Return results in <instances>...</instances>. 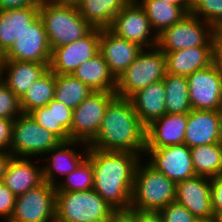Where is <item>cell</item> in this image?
<instances>
[{"instance_id":"44","label":"cell","mask_w":222,"mask_h":222,"mask_svg":"<svg viewBox=\"0 0 222 222\" xmlns=\"http://www.w3.org/2000/svg\"><path fill=\"white\" fill-rule=\"evenodd\" d=\"M138 222H164L159 211L138 210Z\"/></svg>"},{"instance_id":"18","label":"cell","mask_w":222,"mask_h":222,"mask_svg":"<svg viewBox=\"0 0 222 222\" xmlns=\"http://www.w3.org/2000/svg\"><path fill=\"white\" fill-rule=\"evenodd\" d=\"M139 44L118 37L109 28L100 29V48L109 70L117 79L143 51Z\"/></svg>"},{"instance_id":"37","label":"cell","mask_w":222,"mask_h":222,"mask_svg":"<svg viewBox=\"0 0 222 222\" xmlns=\"http://www.w3.org/2000/svg\"><path fill=\"white\" fill-rule=\"evenodd\" d=\"M164 222H196L197 218L177 201L159 210Z\"/></svg>"},{"instance_id":"51","label":"cell","mask_w":222,"mask_h":222,"mask_svg":"<svg viewBox=\"0 0 222 222\" xmlns=\"http://www.w3.org/2000/svg\"><path fill=\"white\" fill-rule=\"evenodd\" d=\"M196 0H188L189 4L192 5Z\"/></svg>"},{"instance_id":"4","label":"cell","mask_w":222,"mask_h":222,"mask_svg":"<svg viewBox=\"0 0 222 222\" xmlns=\"http://www.w3.org/2000/svg\"><path fill=\"white\" fill-rule=\"evenodd\" d=\"M143 160L135 170L130 209L159 211L176 201V183Z\"/></svg>"},{"instance_id":"11","label":"cell","mask_w":222,"mask_h":222,"mask_svg":"<svg viewBox=\"0 0 222 222\" xmlns=\"http://www.w3.org/2000/svg\"><path fill=\"white\" fill-rule=\"evenodd\" d=\"M56 189L43 182L16 196L15 208L8 222H55Z\"/></svg>"},{"instance_id":"12","label":"cell","mask_w":222,"mask_h":222,"mask_svg":"<svg viewBox=\"0 0 222 222\" xmlns=\"http://www.w3.org/2000/svg\"><path fill=\"white\" fill-rule=\"evenodd\" d=\"M100 29L93 28L83 38L54 48L49 69L55 74L72 75L79 65L99 53Z\"/></svg>"},{"instance_id":"23","label":"cell","mask_w":222,"mask_h":222,"mask_svg":"<svg viewBox=\"0 0 222 222\" xmlns=\"http://www.w3.org/2000/svg\"><path fill=\"white\" fill-rule=\"evenodd\" d=\"M220 142L217 111L191 110L185 133V144L189 148Z\"/></svg>"},{"instance_id":"48","label":"cell","mask_w":222,"mask_h":222,"mask_svg":"<svg viewBox=\"0 0 222 222\" xmlns=\"http://www.w3.org/2000/svg\"><path fill=\"white\" fill-rule=\"evenodd\" d=\"M4 63H5V53L0 49V80L2 78Z\"/></svg>"},{"instance_id":"20","label":"cell","mask_w":222,"mask_h":222,"mask_svg":"<svg viewBox=\"0 0 222 222\" xmlns=\"http://www.w3.org/2000/svg\"><path fill=\"white\" fill-rule=\"evenodd\" d=\"M31 159L12 156L8 164L2 182L15 196L24 194L44 182L40 160L38 158L36 161V158Z\"/></svg>"},{"instance_id":"19","label":"cell","mask_w":222,"mask_h":222,"mask_svg":"<svg viewBox=\"0 0 222 222\" xmlns=\"http://www.w3.org/2000/svg\"><path fill=\"white\" fill-rule=\"evenodd\" d=\"M188 113H165L146 127V149L185 144Z\"/></svg>"},{"instance_id":"15","label":"cell","mask_w":222,"mask_h":222,"mask_svg":"<svg viewBox=\"0 0 222 222\" xmlns=\"http://www.w3.org/2000/svg\"><path fill=\"white\" fill-rule=\"evenodd\" d=\"M145 157L152 167L175 183L196 176L191 149L186 144L145 149Z\"/></svg>"},{"instance_id":"13","label":"cell","mask_w":222,"mask_h":222,"mask_svg":"<svg viewBox=\"0 0 222 222\" xmlns=\"http://www.w3.org/2000/svg\"><path fill=\"white\" fill-rule=\"evenodd\" d=\"M78 147L81 152L77 149ZM88 150L89 145L85 142L77 140L61 141L40 159L46 160L42 164L43 180L56 186L57 180L61 176L63 178L76 170L78 165L87 157Z\"/></svg>"},{"instance_id":"6","label":"cell","mask_w":222,"mask_h":222,"mask_svg":"<svg viewBox=\"0 0 222 222\" xmlns=\"http://www.w3.org/2000/svg\"><path fill=\"white\" fill-rule=\"evenodd\" d=\"M166 75L165 53L157 46L143 49L136 59L117 78L116 95L130 98L151 83L163 80Z\"/></svg>"},{"instance_id":"41","label":"cell","mask_w":222,"mask_h":222,"mask_svg":"<svg viewBox=\"0 0 222 222\" xmlns=\"http://www.w3.org/2000/svg\"><path fill=\"white\" fill-rule=\"evenodd\" d=\"M212 64L222 74V34L216 31L212 40Z\"/></svg>"},{"instance_id":"29","label":"cell","mask_w":222,"mask_h":222,"mask_svg":"<svg viewBox=\"0 0 222 222\" xmlns=\"http://www.w3.org/2000/svg\"><path fill=\"white\" fill-rule=\"evenodd\" d=\"M144 8L155 33L158 35L164 29L180 21L188 13L178 5H172L161 0H137Z\"/></svg>"},{"instance_id":"8","label":"cell","mask_w":222,"mask_h":222,"mask_svg":"<svg viewBox=\"0 0 222 222\" xmlns=\"http://www.w3.org/2000/svg\"><path fill=\"white\" fill-rule=\"evenodd\" d=\"M215 32L209 23L190 12L158 34L157 47L162 52H175L185 48L212 46Z\"/></svg>"},{"instance_id":"50","label":"cell","mask_w":222,"mask_h":222,"mask_svg":"<svg viewBox=\"0 0 222 222\" xmlns=\"http://www.w3.org/2000/svg\"><path fill=\"white\" fill-rule=\"evenodd\" d=\"M196 222H221V219L218 218L197 219Z\"/></svg>"},{"instance_id":"36","label":"cell","mask_w":222,"mask_h":222,"mask_svg":"<svg viewBox=\"0 0 222 222\" xmlns=\"http://www.w3.org/2000/svg\"><path fill=\"white\" fill-rule=\"evenodd\" d=\"M21 114L19 98L0 80V118L15 120Z\"/></svg>"},{"instance_id":"2","label":"cell","mask_w":222,"mask_h":222,"mask_svg":"<svg viewBox=\"0 0 222 222\" xmlns=\"http://www.w3.org/2000/svg\"><path fill=\"white\" fill-rule=\"evenodd\" d=\"M89 147L104 151H129L145 158L146 127L128 98L116 96L107 106L103 121Z\"/></svg>"},{"instance_id":"35","label":"cell","mask_w":222,"mask_h":222,"mask_svg":"<svg viewBox=\"0 0 222 222\" xmlns=\"http://www.w3.org/2000/svg\"><path fill=\"white\" fill-rule=\"evenodd\" d=\"M190 12L209 23L216 31L222 28V0H196Z\"/></svg>"},{"instance_id":"43","label":"cell","mask_w":222,"mask_h":222,"mask_svg":"<svg viewBox=\"0 0 222 222\" xmlns=\"http://www.w3.org/2000/svg\"><path fill=\"white\" fill-rule=\"evenodd\" d=\"M108 222H138V210H115Z\"/></svg>"},{"instance_id":"26","label":"cell","mask_w":222,"mask_h":222,"mask_svg":"<svg viewBox=\"0 0 222 222\" xmlns=\"http://www.w3.org/2000/svg\"><path fill=\"white\" fill-rule=\"evenodd\" d=\"M165 96L164 82L160 80L137 91L129 98L145 127L166 113Z\"/></svg>"},{"instance_id":"27","label":"cell","mask_w":222,"mask_h":222,"mask_svg":"<svg viewBox=\"0 0 222 222\" xmlns=\"http://www.w3.org/2000/svg\"><path fill=\"white\" fill-rule=\"evenodd\" d=\"M72 75L93 91H116L117 79L109 70L108 64L100 52L79 65Z\"/></svg>"},{"instance_id":"40","label":"cell","mask_w":222,"mask_h":222,"mask_svg":"<svg viewBox=\"0 0 222 222\" xmlns=\"http://www.w3.org/2000/svg\"><path fill=\"white\" fill-rule=\"evenodd\" d=\"M14 120L0 118V151L10 152Z\"/></svg>"},{"instance_id":"46","label":"cell","mask_w":222,"mask_h":222,"mask_svg":"<svg viewBox=\"0 0 222 222\" xmlns=\"http://www.w3.org/2000/svg\"><path fill=\"white\" fill-rule=\"evenodd\" d=\"M165 1L172 5H178L182 7L187 13H190L191 11V5L189 4L188 0H161Z\"/></svg>"},{"instance_id":"9","label":"cell","mask_w":222,"mask_h":222,"mask_svg":"<svg viewBox=\"0 0 222 222\" xmlns=\"http://www.w3.org/2000/svg\"><path fill=\"white\" fill-rule=\"evenodd\" d=\"M109 29L118 37L139 44L144 49L157 46L158 35L137 0H130L121 9Z\"/></svg>"},{"instance_id":"16","label":"cell","mask_w":222,"mask_h":222,"mask_svg":"<svg viewBox=\"0 0 222 222\" xmlns=\"http://www.w3.org/2000/svg\"><path fill=\"white\" fill-rule=\"evenodd\" d=\"M50 48L44 23L39 17L28 29L15 40L5 53V60L34 61L50 63Z\"/></svg>"},{"instance_id":"21","label":"cell","mask_w":222,"mask_h":222,"mask_svg":"<svg viewBox=\"0 0 222 222\" xmlns=\"http://www.w3.org/2000/svg\"><path fill=\"white\" fill-rule=\"evenodd\" d=\"M50 63L5 60L1 81L20 99L48 70Z\"/></svg>"},{"instance_id":"33","label":"cell","mask_w":222,"mask_h":222,"mask_svg":"<svg viewBox=\"0 0 222 222\" xmlns=\"http://www.w3.org/2000/svg\"><path fill=\"white\" fill-rule=\"evenodd\" d=\"M94 91L73 75L56 74L54 99L75 109Z\"/></svg>"},{"instance_id":"24","label":"cell","mask_w":222,"mask_h":222,"mask_svg":"<svg viewBox=\"0 0 222 222\" xmlns=\"http://www.w3.org/2000/svg\"><path fill=\"white\" fill-rule=\"evenodd\" d=\"M39 17V7L0 10V49L6 53Z\"/></svg>"},{"instance_id":"30","label":"cell","mask_w":222,"mask_h":222,"mask_svg":"<svg viewBox=\"0 0 222 222\" xmlns=\"http://www.w3.org/2000/svg\"><path fill=\"white\" fill-rule=\"evenodd\" d=\"M190 149L196 175L211 178L222 174V144L220 142Z\"/></svg>"},{"instance_id":"17","label":"cell","mask_w":222,"mask_h":222,"mask_svg":"<svg viewBox=\"0 0 222 222\" xmlns=\"http://www.w3.org/2000/svg\"><path fill=\"white\" fill-rule=\"evenodd\" d=\"M176 201L187 208L197 219L215 218L209 177L196 175L176 183Z\"/></svg>"},{"instance_id":"45","label":"cell","mask_w":222,"mask_h":222,"mask_svg":"<svg viewBox=\"0 0 222 222\" xmlns=\"http://www.w3.org/2000/svg\"><path fill=\"white\" fill-rule=\"evenodd\" d=\"M11 158L12 154L10 152L0 151V182L2 181L3 176L6 173Z\"/></svg>"},{"instance_id":"10","label":"cell","mask_w":222,"mask_h":222,"mask_svg":"<svg viewBox=\"0 0 222 222\" xmlns=\"http://www.w3.org/2000/svg\"><path fill=\"white\" fill-rule=\"evenodd\" d=\"M116 96L115 92L94 91L73 109L70 140L88 144L96 136L106 108Z\"/></svg>"},{"instance_id":"14","label":"cell","mask_w":222,"mask_h":222,"mask_svg":"<svg viewBox=\"0 0 222 222\" xmlns=\"http://www.w3.org/2000/svg\"><path fill=\"white\" fill-rule=\"evenodd\" d=\"M193 110L217 111L222 106V74L213 65L187 77Z\"/></svg>"},{"instance_id":"3","label":"cell","mask_w":222,"mask_h":222,"mask_svg":"<svg viewBox=\"0 0 222 222\" xmlns=\"http://www.w3.org/2000/svg\"><path fill=\"white\" fill-rule=\"evenodd\" d=\"M39 13L51 50L81 39L93 29L75 4L44 0Z\"/></svg>"},{"instance_id":"47","label":"cell","mask_w":222,"mask_h":222,"mask_svg":"<svg viewBox=\"0 0 222 222\" xmlns=\"http://www.w3.org/2000/svg\"><path fill=\"white\" fill-rule=\"evenodd\" d=\"M218 119H219V135H220V143L222 144V106L217 110Z\"/></svg>"},{"instance_id":"22","label":"cell","mask_w":222,"mask_h":222,"mask_svg":"<svg viewBox=\"0 0 222 222\" xmlns=\"http://www.w3.org/2000/svg\"><path fill=\"white\" fill-rule=\"evenodd\" d=\"M44 129L55 134L61 141L70 140L73 122V109L58 100H51L46 106L38 107L28 113Z\"/></svg>"},{"instance_id":"42","label":"cell","mask_w":222,"mask_h":222,"mask_svg":"<svg viewBox=\"0 0 222 222\" xmlns=\"http://www.w3.org/2000/svg\"><path fill=\"white\" fill-rule=\"evenodd\" d=\"M44 0H0V10L40 7Z\"/></svg>"},{"instance_id":"28","label":"cell","mask_w":222,"mask_h":222,"mask_svg":"<svg viewBox=\"0 0 222 222\" xmlns=\"http://www.w3.org/2000/svg\"><path fill=\"white\" fill-rule=\"evenodd\" d=\"M130 0H80L77 4L81 16L93 27L109 28L115 16Z\"/></svg>"},{"instance_id":"39","label":"cell","mask_w":222,"mask_h":222,"mask_svg":"<svg viewBox=\"0 0 222 222\" xmlns=\"http://www.w3.org/2000/svg\"><path fill=\"white\" fill-rule=\"evenodd\" d=\"M211 200L215 218L222 219V174L211 177Z\"/></svg>"},{"instance_id":"32","label":"cell","mask_w":222,"mask_h":222,"mask_svg":"<svg viewBox=\"0 0 222 222\" xmlns=\"http://www.w3.org/2000/svg\"><path fill=\"white\" fill-rule=\"evenodd\" d=\"M166 113H189L192 110L185 76L166 73L164 79Z\"/></svg>"},{"instance_id":"1","label":"cell","mask_w":222,"mask_h":222,"mask_svg":"<svg viewBox=\"0 0 222 222\" xmlns=\"http://www.w3.org/2000/svg\"><path fill=\"white\" fill-rule=\"evenodd\" d=\"M87 157L93 165V189L116 210L130 209L135 170L142 158L129 151L91 147Z\"/></svg>"},{"instance_id":"25","label":"cell","mask_w":222,"mask_h":222,"mask_svg":"<svg viewBox=\"0 0 222 222\" xmlns=\"http://www.w3.org/2000/svg\"><path fill=\"white\" fill-rule=\"evenodd\" d=\"M164 53L166 73L171 75L188 77L212 64V46H198Z\"/></svg>"},{"instance_id":"34","label":"cell","mask_w":222,"mask_h":222,"mask_svg":"<svg viewBox=\"0 0 222 222\" xmlns=\"http://www.w3.org/2000/svg\"><path fill=\"white\" fill-rule=\"evenodd\" d=\"M60 179L55 186L56 191L75 192L93 189L94 172L91 160L86 157L76 170Z\"/></svg>"},{"instance_id":"49","label":"cell","mask_w":222,"mask_h":222,"mask_svg":"<svg viewBox=\"0 0 222 222\" xmlns=\"http://www.w3.org/2000/svg\"><path fill=\"white\" fill-rule=\"evenodd\" d=\"M58 3H67V4H75L77 5L80 0H53Z\"/></svg>"},{"instance_id":"5","label":"cell","mask_w":222,"mask_h":222,"mask_svg":"<svg viewBox=\"0 0 222 222\" xmlns=\"http://www.w3.org/2000/svg\"><path fill=\"white\" fill-rule=\"evenodd\" d=\"M55 222H108L115 212L94 189L56 191Z\"/></svg>"},{"instance_id":"31","label":"cell","mask_w":222,"mask_h":222,"mask_svg":"<svg viewBox=\"0 0 222 222\" xmlns=\"http://www.w3.org/2000/svg\"><path fill=\"white\" fill-rule=\"evenodd\" d=\"M56 74L50 69L35 81L19 99L22 114H28L33 109L46 106L55 95Z\"/></svg>"},{"instance_id":"38","label":"cell","mask_w":222,"mask_h":222,"mask_svg":"<svg viewBox=\"0 0 222 222\" xmlns=\"http://www.w3.org/2000/svg\"><path fill=\"white\" fill-rule=\"evenodd\" d=\"M16 196L1 181L0 182V217L2 222H8L13 215L15 208Z\"/></svg>"},{"instance_id":"7","label":"cell","mask_w":222,"mask_h":222,"mask_svg":"<svg viewBox=\"0 0 222 222\" xmlns=\"http://www.w3.org/2000/svg\"><path fill=\"white\" fill-rule=\"evenodd\" d=\"M61 140L35 122L29 114L18 116L12 126V156L41 159Z\"/></svg>"}]
</instances>
